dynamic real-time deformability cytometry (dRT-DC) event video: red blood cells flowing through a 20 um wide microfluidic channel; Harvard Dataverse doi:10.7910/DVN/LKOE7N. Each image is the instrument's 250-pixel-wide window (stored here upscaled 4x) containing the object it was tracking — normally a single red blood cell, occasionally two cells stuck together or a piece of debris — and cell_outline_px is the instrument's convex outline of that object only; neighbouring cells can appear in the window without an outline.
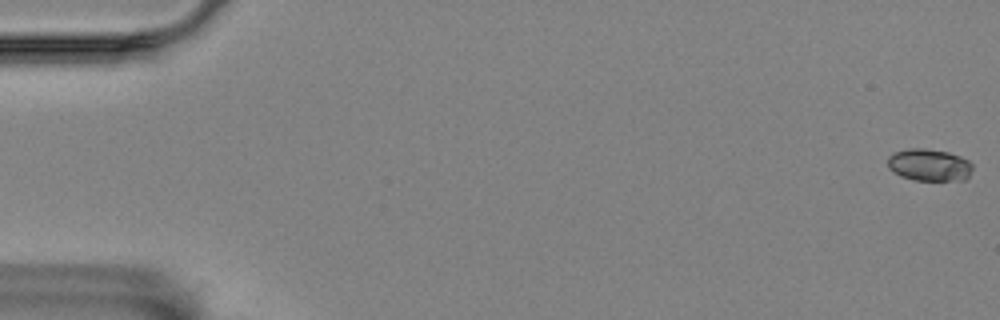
{"species": "Egyptian fruit bat (a non-hibernating species)", "species_latin": "Rousettus aegyptiacus", "temperature_condition": "room temperature", "stored_images_in_passage": 3, "camera_frame_rate_fps": 3000, "um_per_image_px": 0.085, "animal": {"sex": "female"}, "frame": {"image": 1, "passage_image": 1, "time_ms": 0.0, "image_size_px": [1000, 320], "cell_outline_px": [[972, 168], [968, 176], [964, 180], [912, 180], [900, 176], [892, 172], [888, 168], [888, 156], [892, 152], [908, 148], [924, 148], [948, 152], [960, 156], [968, 160], [972, 164]], "centroid_in_image_um": [78.94, 14.01], "position_along_channel_um": 6.1, "area_um2": 16.07}}